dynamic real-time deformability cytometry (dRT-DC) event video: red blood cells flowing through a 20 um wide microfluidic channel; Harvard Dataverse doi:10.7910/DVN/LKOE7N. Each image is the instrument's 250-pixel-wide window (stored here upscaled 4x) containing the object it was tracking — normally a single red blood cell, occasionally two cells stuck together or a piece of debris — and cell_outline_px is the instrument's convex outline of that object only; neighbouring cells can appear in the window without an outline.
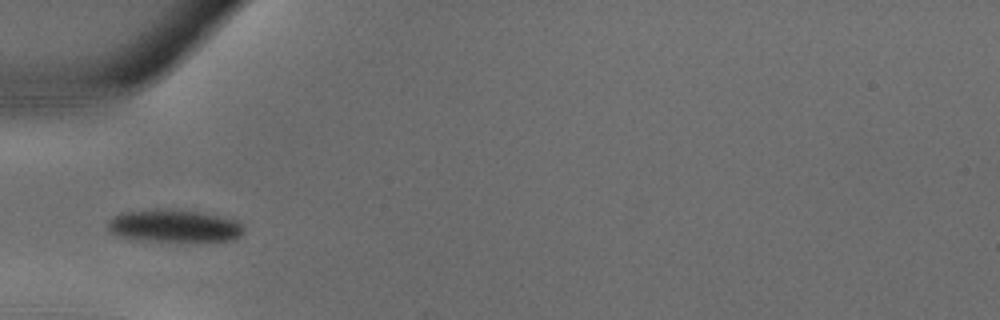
{"species": "common noctule bat (a hibernating species)", "species_latin": "Nyctalus noctula", "temperature_condition": "warm", "stored_images_in_passage": 25, "camera_frame_rate_fps": 3000, "um_per_image_px": 0.085, "animal": {"sex": "male", "body_mass_g": 18.8}, "frame": {"image": 1, "passage_image": 1, "time_ms": 0.0, "image_size_px": [1000, 320], "cell_outline_px": [[244, 232], [240, 236], [232, 240], [136, 240], [120, 236], [112, 232], [108, 228], [108, 220], [112, 216], [120, 212], [152, 208], [168, 208], [200, 212], [220, 216], [236, 220], [244, 224]], "centroid_in_image_um": [14.78, 19.16], "position_along_channel_um": 70.2, "area_um2": 25.89}}
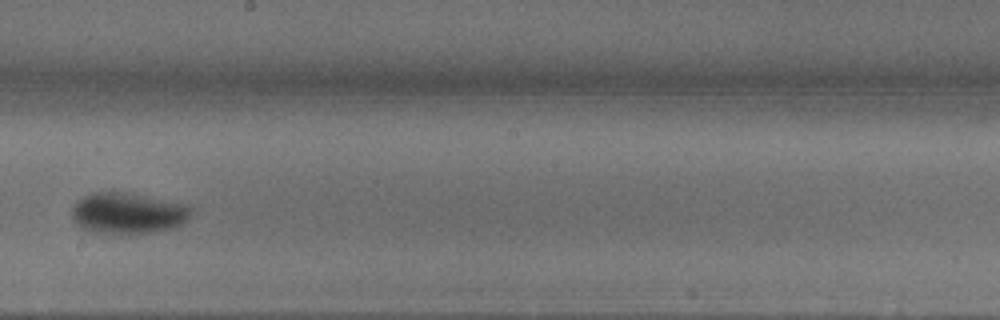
{"frame": {"image": 2, "passage_image": 10, "time_ms": 3.0, "image_size_px": [1000, 320], "cell_outline_px": [[192, 208], [188, 216], [180, 224], [172, 228], [152, 232], [96, 232], [80, 228], [72, 216], [72, 208], [84, 196], [92, 192], [128, 192], [184, 204]], "centroid_in_image_um": [10.84, 18.1], "position_along_channel_um": 237.4, "area_um2": 27.74}}
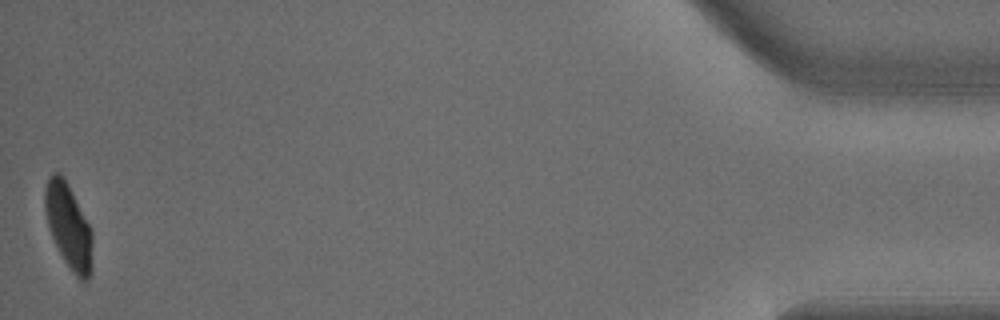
{"frame": {"image": 3, "passage_image": 25, "time_ms": 8.0, "image_size_px": [1000, 320], "cell_outline_px": [[92, 272], [88, 280], [84, 284], [72, 272], [64, 260], [48, 228], [44, 208], [44, 188], [48, 180], [56, 172], [60, 172], [64, 176], [92, 228]], "centroid_in_image_um": [5.85, 19.25], "position_along_channel_um": 429.4, "area_um2": 23.76}}